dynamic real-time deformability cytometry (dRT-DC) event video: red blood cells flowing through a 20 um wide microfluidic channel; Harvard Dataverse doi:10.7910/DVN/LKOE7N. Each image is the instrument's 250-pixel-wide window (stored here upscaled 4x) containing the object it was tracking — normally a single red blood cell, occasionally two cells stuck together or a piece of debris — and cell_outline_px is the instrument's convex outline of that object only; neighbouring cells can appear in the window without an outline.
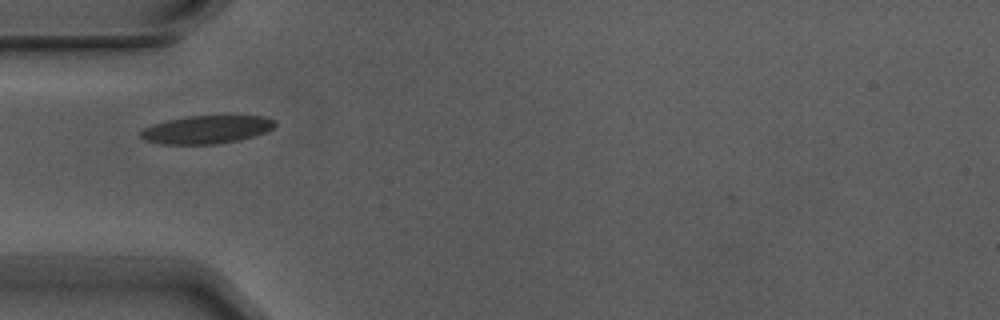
{"species": "Egyptian fruit bat (a non-hibernating species)", "species_latin": "Rousettus aegyptiacus", "temperature_condition": "warm", "stored_images_in_passage": 6, "camera_frame_rate_fps": 3000, "um_per_image_px": 0.085, "animal": {"sex": "male"}, "frame": {"image": 1, "passage_image": 4, "time_ms": 1.0, "image_size_px": [1000, 320], "cell_outline_px": [[276, 124], [268, 132], [236, 140], [216, 144], [164, 144], [144, 140], [140, 136], [140, 132], [144, 128], [152, 124], [168, 120], [188, 116], [264, 116], [276, 120]], "centroid_in_image_um": [17.56, 11.01], "position_along_channel_um": 67.4, "area_um2": 21.85}}
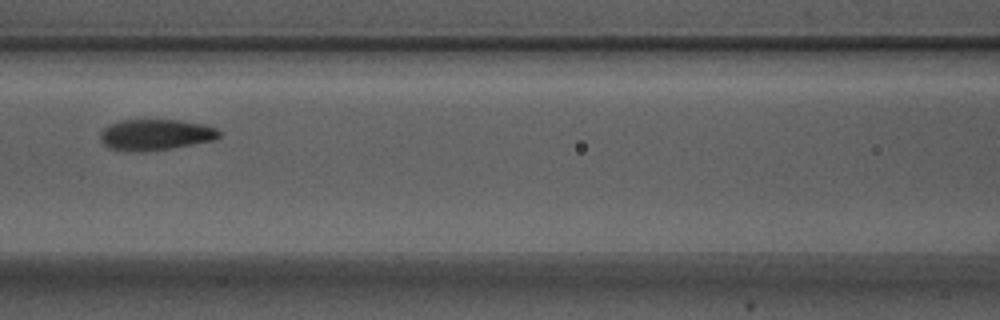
{"frame": {"image": 2, "passage_image": 6, "time_ms": 1.667, "image_size_px": [1000, 320], "cell_outline_px": [[220, 136], [216, 140], [144, 152], [128, 152], [108, 148], [100, 140], [100, 132], [108, 124], [120, 120], [180, 120], [204, 124], [216, 128], [220, 132]], "centroid_in_image_um": [13.19, 11.45], "position_along_channel_um": 153.4, "area_um2": 21.68}}